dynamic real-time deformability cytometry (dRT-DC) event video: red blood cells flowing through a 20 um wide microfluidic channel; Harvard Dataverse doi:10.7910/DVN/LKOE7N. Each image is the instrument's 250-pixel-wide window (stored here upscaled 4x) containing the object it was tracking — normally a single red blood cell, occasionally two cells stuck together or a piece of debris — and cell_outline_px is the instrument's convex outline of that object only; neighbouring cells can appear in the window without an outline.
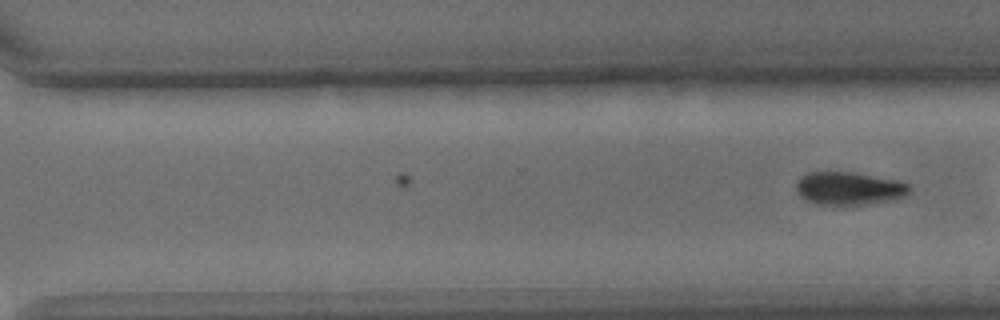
{"species": "common noctule bat (a hibernating species)", "species_latin": "Nyctalus noctula", "temperature_condition": "cold", "stored_images_in_passage": 28, "camera_frame_rate_fps": 3000, "um_per_image_px": 0.085, "animal": {"sex": "male", "body_mass_g": 15.6}, "frame": {"image": 1, "passage_image": 28, "time_ms": 9.0, "image_size_px": [1000, 320], "cell_outline_px": [[908, 192], [904, 196], [892, 200], [868, 204], [816, 204], [800, 196], [796, 192], [796, 184], [800, 176], [808, 172], [852, 172], [900, 180], [908, 184]], "centroid_in_image_um": [72.14, 16.0], "position_along_channel_um": 298.5, "area_um2": 21.68}}